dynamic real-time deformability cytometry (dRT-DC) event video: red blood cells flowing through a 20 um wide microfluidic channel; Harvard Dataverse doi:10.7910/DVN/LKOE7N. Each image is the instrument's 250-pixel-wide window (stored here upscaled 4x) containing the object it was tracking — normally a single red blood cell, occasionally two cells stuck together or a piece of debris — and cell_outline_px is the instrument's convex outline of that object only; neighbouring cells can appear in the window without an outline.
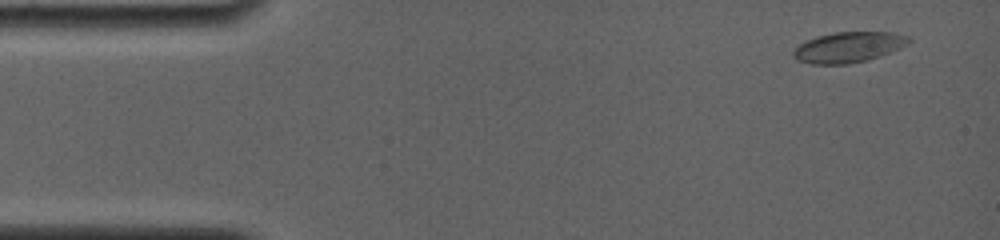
{"species": "common noctule bat (a hibernating species)", "species_latin": "Nyctalus noctula", "temperature_condition": "room temperature", "stored_images_in_passage": 71, "camera_frame_rate_fps": 4000, "um_per_image_px": 0.085, "animal": {"sex": "female", "body_mass_g": 19.0, "forearm_length_mm": 56.7}, "frame": {"image": 1, "passage_image": 3, "time_ms": 0.75, "image_size_px": [1000, 240], "cell_outline_px": [[912, 40], [908, 44], [900, 48], [868, 60], [848, 64], [812, 64], [796, 60], [792, 56], [792, 52], [800, 44], [816, 36], [836, 32], [892, 32], [908, 36]], "centroid_in_image_um": [72.12, 4.01], "position_along_channel_um": 12.9, "area_um2": 20.52}}
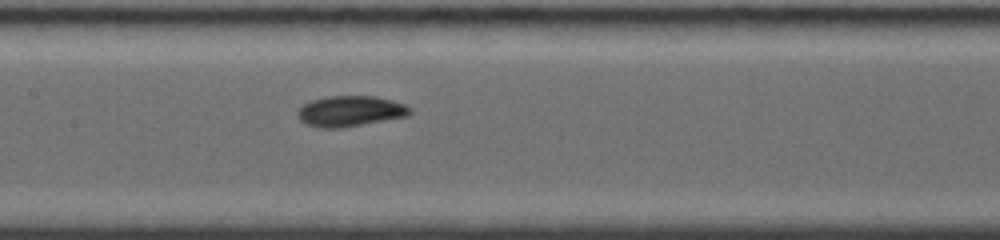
{"frame": {"image": 2, "passage_image": 33, "time_ms": 7.75, "image_size_px": [1000, 240], "cell_outline_px": [[412, 112], [408, 116], [340, 128], [320, 128], [304, 124], [296, 116], [296, 112], [304, 104], [312, 100], [328, 96], [376, 96], [392, 100], [404, 104], [412, 108]], "centroid_in_image_um": [29.76, 9.45], "position_along_channel_um": 177.6, "area_um2": 20.17}}
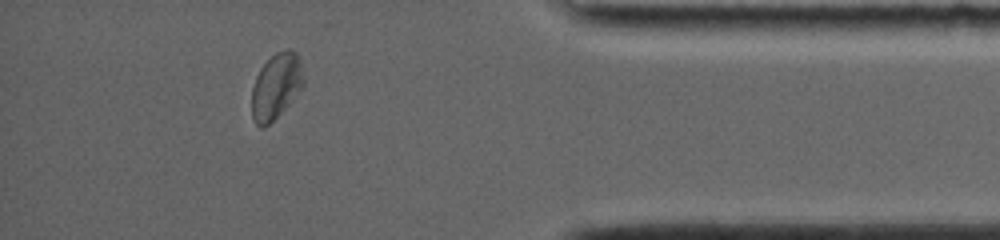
{"frame": {"image": 3, "passage_image": 62, "time_ms": 14.5, "image_size_px": [1000, 240], "cell_outline_px": [[304, 88], [264, 128], [260, 128], [256, 124], [252, 116], [252, 88], [256, 76], [260, 68], [276, 52], [288, 48], [296, 52], [300, 56], [304, 76]], "centroid_in_image_um": [23.5, 7.29], "position_along_channel_um": 411.7, "area_um2": 19.94}, "authors_computed_cell_mechanics": {"area_um2": 19.8254, "velocity_mm_per_s": 3.7676, "shape_relaxation_time_tau1_ms": 2.6881, "shape_relaxation_time_tau2_ms": null, "deformation_change_tau1": 0.0783, "deformation_change_tau2": null}}